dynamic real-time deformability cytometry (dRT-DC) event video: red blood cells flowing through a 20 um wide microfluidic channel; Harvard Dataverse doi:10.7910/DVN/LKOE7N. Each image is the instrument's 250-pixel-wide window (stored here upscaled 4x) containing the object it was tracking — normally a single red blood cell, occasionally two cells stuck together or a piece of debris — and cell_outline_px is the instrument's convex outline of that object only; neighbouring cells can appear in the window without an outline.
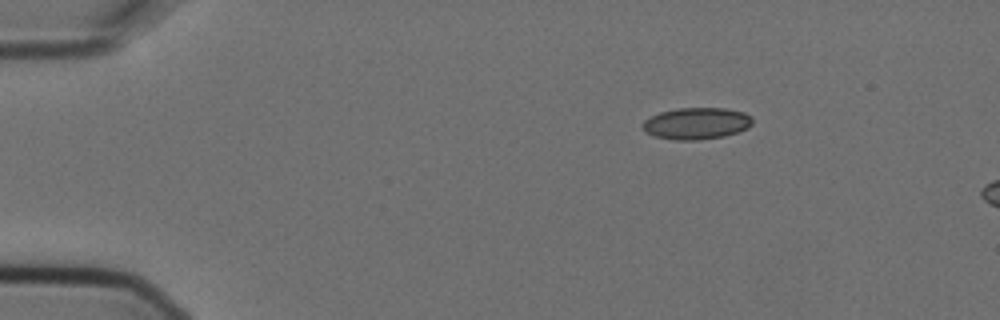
{"species": "Egyptian fruit bat (a non-hibernating species)", "species_latin": "Rousettus aegyptiacus", "temperature_condition": "cold", "stored_images_in_passage": 3, "camera_frame_rate_fps": 3000, "um_per_image_px": 0.085, "animal": {"sex": "female"}, "frame": {"image": 1, "passage_image": 1, "time_ms": 0.0, "image_size_px": [1000, 320], "cell_outline_px": [[752, 124], [748, 128], [740, 132], [724, 136], [700, 140], [676, 140], [656, 136], [644, 132], [640, 128], [640, 124], [644, 120], [660, 112], [676, 108], [724, 108], [744, 112], [752, 116]], "centroid_in_image_um": [59.19, 10.49], "position_along_channel_um": 25.8, "area_um2": 20.58}}